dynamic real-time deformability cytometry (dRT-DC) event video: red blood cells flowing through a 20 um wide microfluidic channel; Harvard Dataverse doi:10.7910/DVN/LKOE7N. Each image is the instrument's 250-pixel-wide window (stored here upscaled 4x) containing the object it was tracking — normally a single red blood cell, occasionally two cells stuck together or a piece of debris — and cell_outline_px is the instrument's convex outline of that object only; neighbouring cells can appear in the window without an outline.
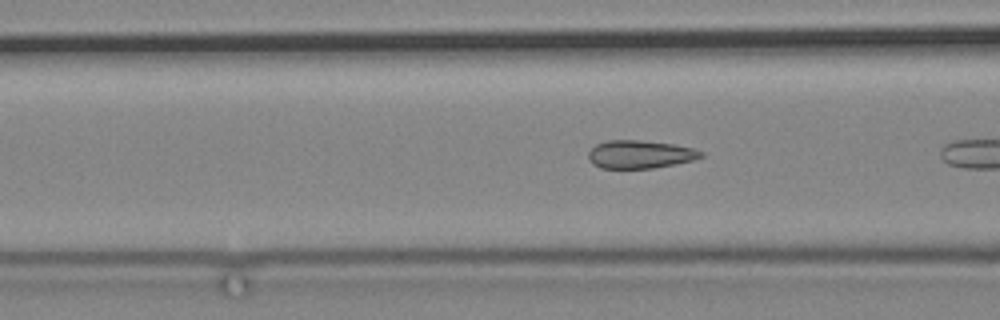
{"species": "common noctule bat (a hibernating species)", "species_latin": "Nyctalus noctula", "temperature_condition": "cold", "stored_images_in_passage": 5, "camera_frame_rate_fps": 3000, "um_per_image_px": 0.085, "animal": {"sex": "male", "body_mass_g": 19.2, "forearm_length_mm": 51.8}, "frame": {"image": 1, "passage_image": 4, "time_ms": 1.0, "image_size_px": [1000, 320], "cell_outline_px": [[704, 156], [692, 160], [676, 164], [652, 168], [600, 168], [592, 164], [588, 160], [588, 152], [596, 144], [608, 140], [640, 140], [672, 144], [692, 148], [704, 152]], "centroid_in_image_um": [54.38, 13.12], "position_along_channel_um": 112.2, "area_um2": 18.44}}